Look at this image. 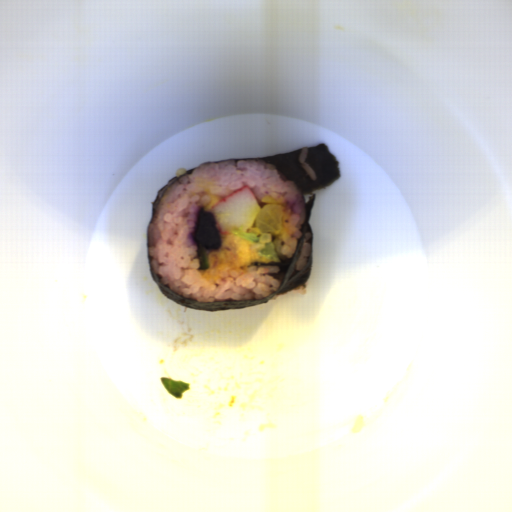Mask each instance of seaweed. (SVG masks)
<instances>
[{
    "label": "seaweed",
    "mask_w": 512,
    "mask_h": 512,
    "mask_svg": "<svg viewBox=\"0 0 512 512\" xmlns=\"http://www.w3.org/2000/svg\"><path fill=\"white\" fill-rule=\"evenodd\" d=\"M236 160H249V161H263L277 169V174L282 178L283 181H293L296 187L299 189L302 200L306 210V217L300 227L301 236L297 240L296 248L291 257H287L281 253H277L279 258L278 261L273 263H262L254 262L250 265H274L279 271L271 272L267 275L274 277L280 282L277 291L273 293L271 297L263 300H241L234 301L228 299L227 301H217L213 303H202L196 299H188L182 295H179L171 290L167 284H162L159 274H153L150 261L152 256L148 254V228L146 229V246H147V263L149 271L157 284L161 292L171 301L176 304L182 305L187 308H193L204 311H231L262 303H269L272 298L278 294L287 293L298 287H303L312 272V261H313V244L314 234L310 223L314 205L316 202L317 195L316 189L328 187L340 176L339 163L337 158L330 153L328 145L324 143H318L316 146L300 147L293 151L286 153H277L272 156L252 157V158H234L227 160H211L202 162L197 166L205 163H223L232 162ZM197 166L185 170V173H192L193 169ZM182 174V175H184ZM179 176H172L164 185H162L155 194L154 199L151 201V218L149 224L152 222L155 212L154 204L157 201L159 191L169 183L173 178H179ZM311 232L312 237L310 238L311 253L306 262L305 267L302 271H296L295 265L298 260L299 251L302 243V239L306 232Z\"/></svg>",
    "instance_id": "1"
}]
</instances>
